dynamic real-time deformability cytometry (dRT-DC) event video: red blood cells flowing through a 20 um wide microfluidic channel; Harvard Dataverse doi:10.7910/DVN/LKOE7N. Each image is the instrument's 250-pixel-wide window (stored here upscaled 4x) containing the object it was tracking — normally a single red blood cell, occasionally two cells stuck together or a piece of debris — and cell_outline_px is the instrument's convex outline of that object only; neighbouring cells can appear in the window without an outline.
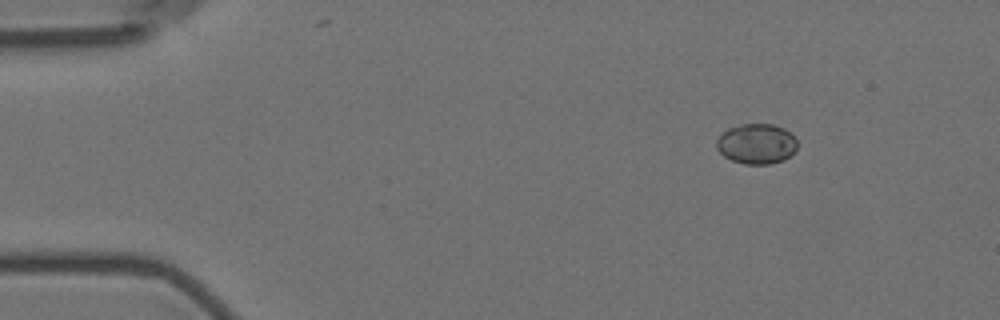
{"species": "Egyptian fruit bat (a non-hibernating species)", "species_latin": "Rousettus aegyptiacus", "temperature_condition": "room temperature", "stored_images_in_passage": 6, "camera_frame_rate_fps": 3000, "um_per_image_px": 0.085, "animal": {"sex": "female"}, "frame": {"image": 1, "passage_image": 3, "time_ms": 2.333, "image_size_px": [1000, 320], "cell_outline_px": [[796, 148], [784, 160], [768, 164], [744, 164], [732, 160], [724, 156], [716, 148], [716, 140], [728, 128], [740, 124], [772, 124], [784, 128], [796, 140]], "centroid_in_image_um": [64.27, 12.22], "position_along_channel_um": 20.7, "area_um2": 18.73}}
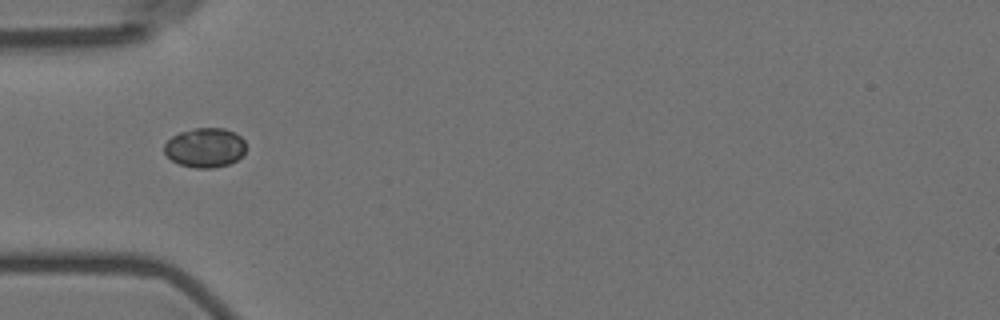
{"frame": {"image": 2, "passage_image": 6, "time_ms": 6.0, "image_size_px": [1000, 320], "cell_outline_px": [[248, 148], [236, 160], [228, 164], [212, 168], [196, 168], [180, 164], [172, 160], [164, 152], [164, 144], [172, 136], [180, 132], [196, 128], [224, 128], [236, 132], [244, 140]], "centroid_in_image_um": [17.45, 12.54], "position_along_channel_um": 67.5, "area_um2": 18.84}}